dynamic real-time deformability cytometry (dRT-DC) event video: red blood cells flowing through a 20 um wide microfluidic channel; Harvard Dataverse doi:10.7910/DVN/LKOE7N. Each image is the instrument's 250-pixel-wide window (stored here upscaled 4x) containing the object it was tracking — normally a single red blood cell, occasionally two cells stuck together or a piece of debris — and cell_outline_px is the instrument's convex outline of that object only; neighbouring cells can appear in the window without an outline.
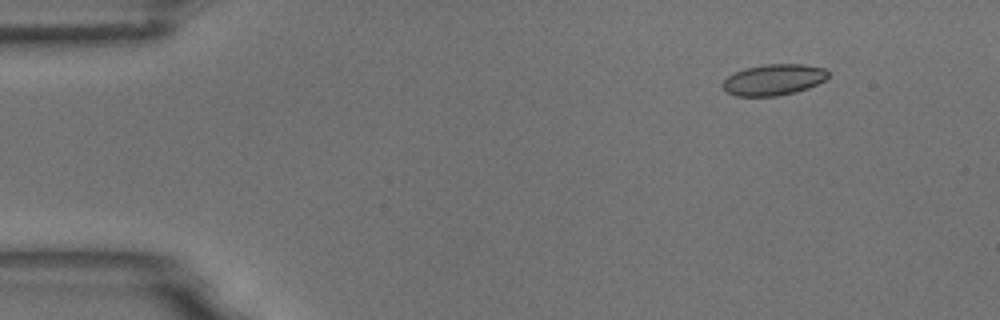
{"species": "common noctule bat (a hibernating species)", "species_latin": "Nyctalus noctula", "temperature_condition": "room temperature", "stored_images_in_passage": 6, "camera_frame_rate_fps": 3000, "um_per_image_px": 0.085, "animal": {"sex": "male", "body_mass_g": 18.8}, "frame": {"image": 1, "passage_image": 2, "time_ms": 0.333, "image_size_px": [1000, 320], "cell_outline_px": [[828, 76], [824, 80], [808, 88], [796, 92], [776, 96], [736, 96], [728, 92], [720, 84], [728, 76], [744, 68], [764, 64], [804, 64], [824, 68], [828, 72]], "centroid_in_image_um": [65.75, 6.77], "position_along_channel_um": 19.3, "area_um2": 19.07}}
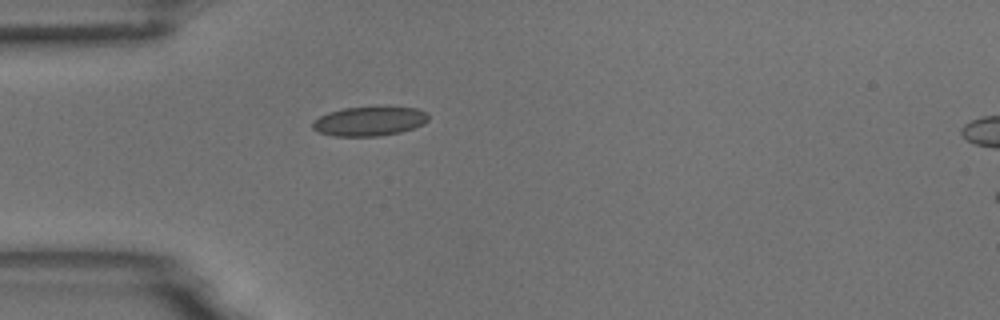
{"frame": {"image": 2, "passage_image": 5, "time_ms": 1.333, "image_size_px": [1000, 320], "cell_outline_px": [[428, 120], [424, 124], [400, 132], [380, 136], [336, 136], [320, 132], [312, 128], [312, 120], [328, 112], [344, 108], [416, 108], [428, 112]], "centroid_in_image_um": [31.39, 10.32], "position_along_channel_um": 53.6, "area_um2": 19.48}}